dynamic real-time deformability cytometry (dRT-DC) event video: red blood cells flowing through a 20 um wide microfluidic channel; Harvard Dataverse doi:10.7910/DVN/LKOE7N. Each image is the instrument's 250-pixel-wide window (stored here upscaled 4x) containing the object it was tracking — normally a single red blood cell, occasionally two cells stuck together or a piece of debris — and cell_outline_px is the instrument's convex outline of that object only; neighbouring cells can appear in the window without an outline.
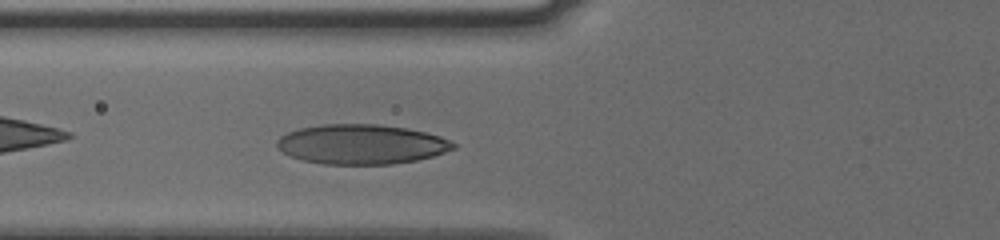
{"species": "human", "species_latin": "Homo sapiens", "temperature_condition": "cold", "stored_images_in_passage": 33, "camera_frame_rate_fps": 3000, "um_per_image_px": 0.085, "donor": {"sex": "male"}, "frame": {"image": 1, "passage_image": 5, "time_ms": 1.333, "image_size_px": [1000, 240], "cell_outline_px": [[456, 148], [432, 156], [416, 160], [392, 164], [324, 164], [304, 160], [292, 156], [276, 148], [276, 140], [280, 136], [288, 132], [300, 128], [324, 124], [380, 124], [404, 128], [424, 132], [440, 136], [456, 144]], "centroid_in_image_um": [30.7, 12.26], "position_along_channel_um": 95.1, "area_um2": 40.63}}
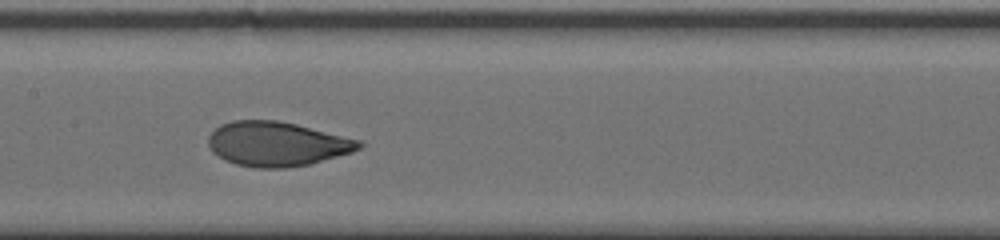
{"frame": {"image": 2, "passage_image": 12, "time_ms": 3.667, "image_size_px": [1000, 240], "cell_outline_px": [[364, 144], [360, 148], [352, 152], [308, 164], [288, 168], [256, 168], [236, 164], [224, 160], [212, 152], [208, 144], [208, 136], [220, 124], [232, 120], [276, 120], [296, 124], [360, 140]], "centroid_in_image_um": [23.5, 12.23], "position_along_channel_um": 183.9, "area_um2": 39.02}}
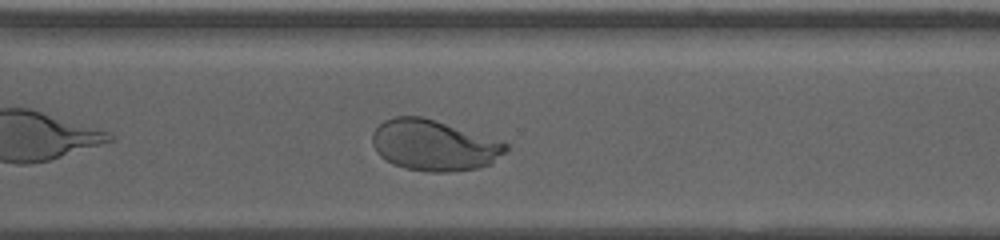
{"frame": {"image": 3, "passage_image": 24, "time_ms": 7.667, "image_size_px": [1000, 240], "cell_outline_px": [[508, 148], [504, 152], [488, 164], [476, 168], [448, 172], [428, 172], [404, 168], [392, 164], [380, 156], [376, 152], [372, 144], [372, 132], [384, 120], [392, 116], [420, 116], [436, 120], [508, 144]], "centroid_in_image_um": [36.8, 12.35], "position_along_channel_um": 333.8, "area_um2": 39.19}, "authors_computed_cell_mechanics": {"area_um2": 39.2462, "velocity_mm_per_s": 3.7675, "shape_relaxation_time_tau1_ms": 3.7776, "shape_relaxation_time_tau2_ms": null, "deformation_change_tau1": 0.195, "deformation_change_tau2": null}}